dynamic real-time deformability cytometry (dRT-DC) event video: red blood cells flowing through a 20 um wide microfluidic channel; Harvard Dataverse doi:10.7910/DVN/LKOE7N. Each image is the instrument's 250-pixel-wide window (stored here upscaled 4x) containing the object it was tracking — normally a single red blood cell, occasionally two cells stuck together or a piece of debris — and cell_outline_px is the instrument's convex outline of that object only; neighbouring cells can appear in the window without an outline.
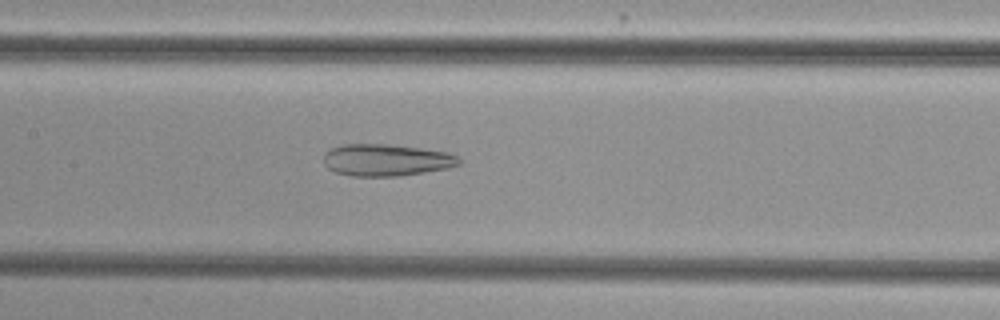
{"species": "common noctule bat (a hibernating species)", "species_latin": "Nyctalus noctula", "temperature_condition": "cold", "stored_images_in_passage": 53, "camera_frame_rate_fps": 3000, "um_per_image_px": 0.085, "animal": {"sex": "female", "body_mass_g": 29.2, "forearm_length_mm": 56.3}, "frame": {"image": 1, "passage_image": 26, "time_ms": 8.333, "image_size_px": [1000, 320], "cell_outline_px": [[460, 164], [448, 168], [400, 176], [352, 176], [336, 172], [328, 168], [324, 164], [324, 152], [332, 148], [344, 144], [388, 144], [424, 148], [448, 152], [456, 156], [460, 160]], "centroid_in_image_um": [32.83, 13.6], "position_along_channel_um": 174.6, "area_um2": 25.26}}
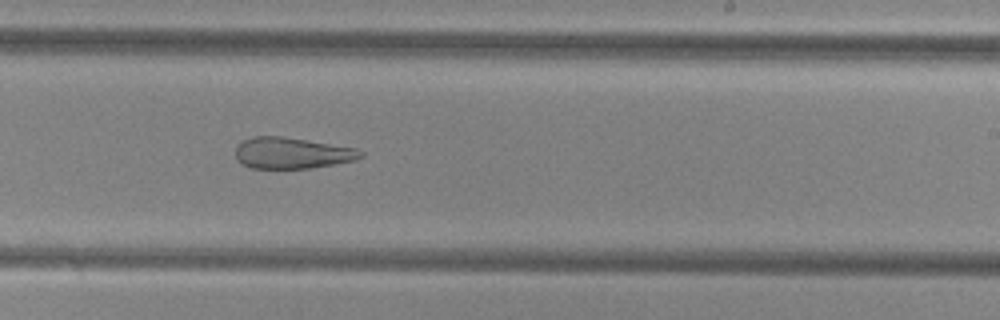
{"frame": {"image": 2, "passage_image": 33, "time_ms": 10.667, "image_size_px": [1000, 320], "cell_outline_px": [[364, 156], [356, 160], [312, 168], [252, 168], [244, 164], [236, 156], [236, 144], [252, 136], [284, 136], [356, 148], [364, 152]], "centroid_in_image_um": [24.85, 13.0], "position_along_channel_um": 264.2, "area_um2": 22.77}}
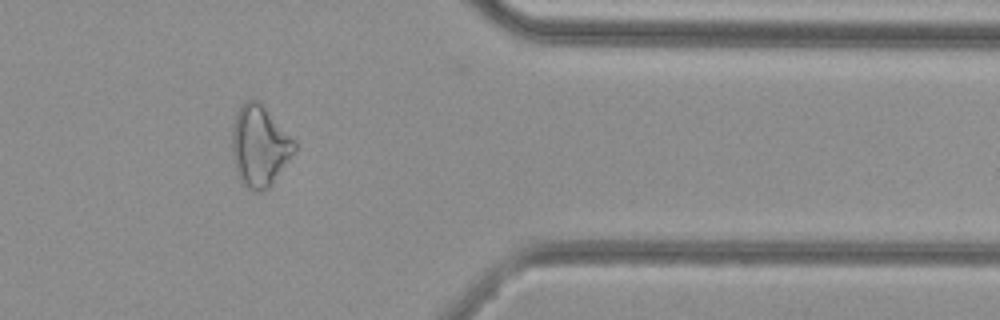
{"frame": {"image": 3, "passage_image": 44, "time_ms": 14.333, "image_size_px": [1000, 320], "cell_outline_px": [[296, 148], [272, 184], [268, 188], [260, 192], [248, 188], [240, 180], [236, 172], [232, 152], [232, 132], [236, 112], [248, 100], [260, 100], [296, 140]], "centroid_in_image_um": [22.08, 12.38], "position_along_channel_um": 389.3, "area_um2": 29.42}}